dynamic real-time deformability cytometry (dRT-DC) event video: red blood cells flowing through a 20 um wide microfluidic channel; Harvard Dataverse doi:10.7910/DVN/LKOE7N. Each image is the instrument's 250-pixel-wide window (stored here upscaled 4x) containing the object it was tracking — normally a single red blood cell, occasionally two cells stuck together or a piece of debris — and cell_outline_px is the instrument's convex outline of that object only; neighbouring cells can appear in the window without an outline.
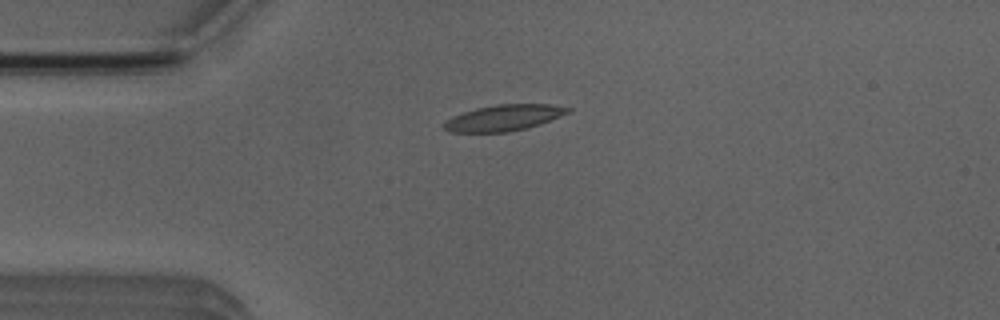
{"species": "Egyptian fruit bat (a non-hibernating species)", "species_latin": "Rousettus aegyptiacus", "temperature_condition": "room temperature", "stored_images_in_passage": 2, "camera_frame_rate_fps": 3000, "um_per_image_px": 0.085, "animal": {"sex": "male"}, "frame": {"image": 1, "passage_image": 2, "time_ms": 1.333, "image_size_px": [1000, 320], "cell_outline_px": [[572, 112], [540, 124], [508, 132], [452, 132], [444, 128], [440, 124], [452, 116], [476, 108], [496, 104], [552, 104], [572, 108]], "centroid_in_image_um": [42.84, 10.0], "position_along_channel_um": 42.2, "area_um2": 18.9}}